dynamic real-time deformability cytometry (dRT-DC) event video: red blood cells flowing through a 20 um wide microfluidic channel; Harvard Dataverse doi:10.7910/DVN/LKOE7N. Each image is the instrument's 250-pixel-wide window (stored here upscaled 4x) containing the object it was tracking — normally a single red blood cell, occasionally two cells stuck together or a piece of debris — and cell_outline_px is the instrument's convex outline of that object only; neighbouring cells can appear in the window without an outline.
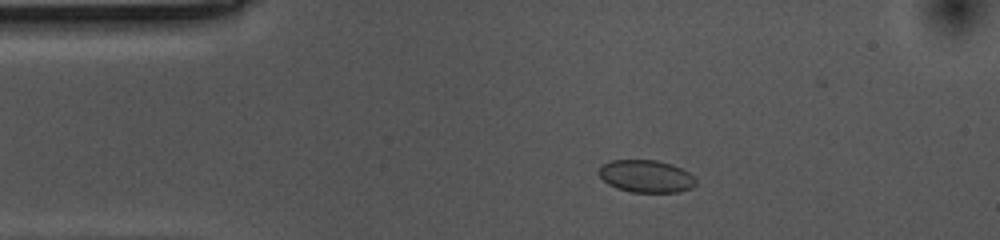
{"species": "common noctule bat (a hibernating species)", "species_latin": "Nyctalus noctula", "temperature_condition": "cold", "stored_images_in_passage": 45, "camera_frame_rate_fps": 3000, "um_per_image_px": 0.085, "animal": {"sex": "female", "body_mass_g": 10.0, "forearm_length_mm": 53.1}, "frame": {"image": 1, "passage_image": 9, "time_ms": 2.667, "image_size_px": [1000, 240], "cell_outline_px": [[696, 184], [692, 188], [680, 192], [632, 192], [616, 188], [608, 184], [600, 176], [600, 168], [604, 164], [612, 160], [656, 160], [672, 164], [688, 172], [696, 180]], "centroid_in_image_um": [54.95, 14.99], "position_along_channel_um": 30.1, "area_um2": 18.21}}
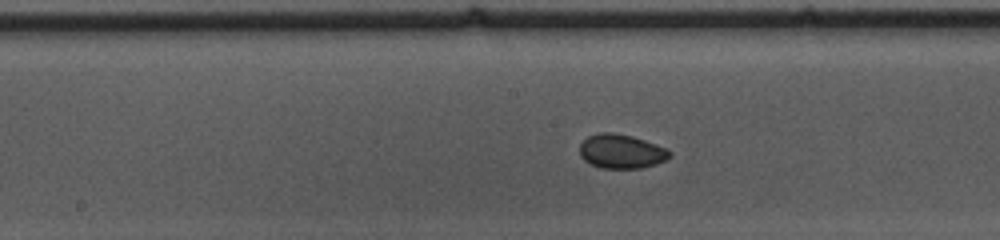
{"frame": {"image": 2, "passage_image": 26, "time_ms": 8.333, "image_size_px": [1000, 240], "cell_outline_px": [[672, 156], [656, 164], [640, 168], [600, 168], [588, 164], [580, 156], [580, 144], [588, 136], [596, 132], [612, 132], [632, 136], [668, 148], [672, 152]], "centroid_in_image_um": [52.8, 12.86], "position_along_channel_um": 195.4, "area_um2": 18.15}}
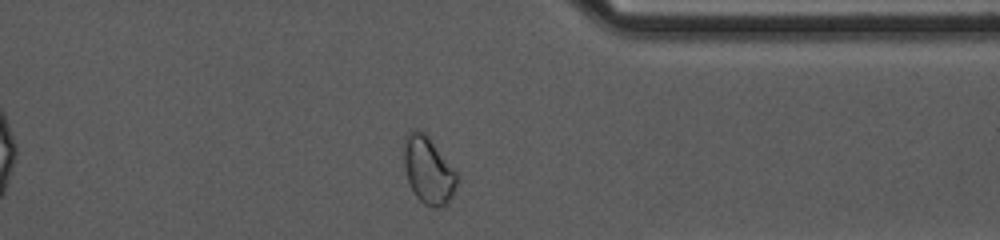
{"frame": {"image": 3, "passage_image": 42, "time_ms": 13.667, "image_size_px": [1000, 240], "cell_outline_px": [[460, 176], [452, 196], [444, 204], [436, 208], [432, 208], [424, 204], [416, 196], [408, 184], [404, 168], [404, 136], [408, 132], [416, 128], [424, 132], [428, 136], [456, 168]], "centroid_in_image_um": [36.42, 14.44], "position_along_channel_um": 375.0, "area_um2": 21.27}, "authors_computed_cell_mechanics": {"area_um2": 18.1492, "velocity_mm_per_s": 3.5314, "shape_relaxation_time_tau1_ms": 3.8918, "shape_relaxation_time_tau2_ms": null, "deformation_change_tau1": 0.0481, "deformation_change_tau2": null}}